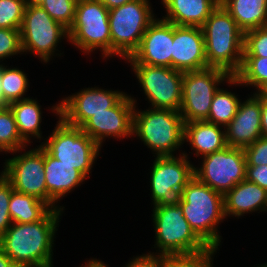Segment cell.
Segmentation results:
<instances>
[{
	"label": "cell",
	"instance_id": "obj_1",
	"mask_svg": "<svg viewBox=\"0 0 267 267\" xmlns=\"http://www.w3.org/2000/svg\"><path fill=\"white\" fill-rule=\"evenodd\" d=\"M62 209H51L33 223H12L0 248L18 267H53V245Z\"/></svg>",
	"mask_w": 267,
	"mask_h": 267
},
{
	"label": "cell",
	"instance_id": "obj_2",
	"mask_svg": "<svg viewBox=\"0 0 267 267\" xmlns=\"http://www.w3.org/2000/svg\"><path fill=\"white\" fill-rule=\"evenodd\" d=\"M201 28L208 67L234 76L242 64L244 32L220 3Z\"/></svg>",
	"mask_w": 267,
	"mask_h": 267
},
{
	"label": "cell",
	"instance_id": "obj_3",
	"mask_svg": "<svg viewBox=\"0 0 267 267\" xmlns=\"http://www.w3.org/2000/svg\"><path fill=\"white\" fill-rule=\"evenodd\" d=\"M183 215L190 228L208 246L221 245L218 226L225 218L224 195L213 190L195 176L182 190Z\"/></svg>",
	"mask_w": 267,
	"mask_h": 267
},
{
	"label": "cell",
	"instance_id": "obj_4",
	"mask_svg": "<svg viewBox=\"0 0 267 267\" xmlns=\"http://www.w3.org/2000/svg\"><path fill=\"white\" fill-rule=\"evenodd\" d=\"M133 135L156 156L174 155L184 144V121L179 111L170 109L138 110L133 114Z\"/></svg>",
	"mask_w": 267,
	"mask_h": 267
},
{
	"label": "cell",
	"instance_id": "obj_5",
	"mask_svg": "<svg viewBox=\"0 0 267 267\" xmlns=\"http://www.w3.org/2000/svg\"><path fill=\"white\" fill-rule=\"evenodd\" d=\"M152 220L155 245L161 256L194 254L208 246L190 228L183 215L182 206H153Z\"/></svg>",
	"mask_w": 267,
	"mask_h": 267
},
{
	"label": "cell",
	"instance_id": "obj_6",
	"mask_svg": "<svg viewBox=\"0 0 267 267\" xmlns=\"http://www.w3.org/2000/svg\"><path fill=\"white\" fill-rule=\"evenodd\" d=\"M150 0H133L109 10L111 57L127 59L138 49L149 25L156 19Z\"/></svg>",
	"mask_w": 267,
	"mask_h": 267
},
{
	"label": "cell",
	"instance_id": "obj_7",
	"mask_svg": "<svg viewBox=\"0 0 267 267\" xmlns=\"http://www.w3.org/2000/svg\"><path fill=\"white\" fill-rule=\"evenodd\" d=\"M68 35L67 40L86 55L100 49L104 59L111 58L109 10L100 0L76 3L75 18Z\"/></svg>",
	"mask_w": 267,
	"mask_h": 267
},
{
	"label": "cell",
	"instance_id": "obj_8",
	"mask_svg": "<svg viewBox=\"0 0 267 267\" xmlns=\"http://www.w3.org/2000/svg\"><path fill=\"white\" fill-rule=\"evenodd\" d=\"M58 120L50 136L40 145L61 163L89 177L101 147L80 127L68 125L60 117Z\"/></svg>",
	"mask_w": 267,
	"mask_h": 267
},
{
	"label": "cell",
	"instance_id": "obj_9",
	"mask_svg": "<svg viewBox=\"0 0 267 267\" xmlns=\"http://www.w3.org/2000/svg\"><path fill=\"white\" fill-rule=\"evenodd\" d=\"M188 156L184 151L179 156L154 158L149 179L153 206L180 204L183 188L194 177V165Z\"/></svg>",
	"mask_w": 267,
	"mask_h": 267
},
{
	"label": "cell",
	"instance_id": "obj_10",
	"mask_svg": "<svg viewBox=\"0 0 267 267\" xmlns=\"http://www.w3.org/2000/svg\"><path fill=\"white\" fill-rule=\"evenodd\" d=\"M230 78L229 73L214 67L183 72L182 102L179 112L184 123L206 121L213 97L220 88L219 85Z\"/></svg>",
	"mask_w": 267,
	"mask_h": 267
},
{
	"label": "cell",
	"instance_id": "obj_11",
	"mask_svg": "<svg viewBox=\"0 0 267 267\" xmlns=\"http://www.w3.org/2000/svg\"><path fill=\"white\" fill-rule=\"evenodd\" d=\"M22 53L38 56L48 63L61 39H69L68 29L56 22L41 6H26L20 27ZM56 51V52H55Z\"/></svg>",
	"mask_w": 267,
	"mask_h": 267
},
{
	"label": "cell",
	"instance_id": "obj_12",
	"mask_svg": "<svg viewBox=\"0 0 267 267\" xmlns=\"http://www.w3.org/2000/svg\"><path fill=\"white\" fill-rule=\"evenodd\" d=\"M150 108L180 111L183 72L165 66L130 63Z\"/></svg>",
	"mask_w": 267,
	"mask_h": 267
},
{
	"label": "cell",
	"instance_id": "obj_13",
	"mask_svg": "<svg viewBox=\"0 0 267 267\" xmlns=\"http://www.w3.org/2000/svg\"><path fill=\"white\" fill-rule=\"evenodd\" d=\"M202 158L200 168L194 166V176L223 195L246 179L247 164L243 148L226 146Z\"/></svg>",
	"mask_w": 267,
	"mask_h": 267
},
{
	"label": "cell",
	"instance_id": "obj_14",
	"mask_svg": "<svg viewBox=\"0 0 267 267\" xmlns=\"http://www.w3.org/2000/svg\"><path fill=\"white\" fill-rule=\"evenodd\" d=\"M21 148L11 152L14 157L5 160L2 175L11 183L13 189L20 193L32 195L47 203V188L44 172V148L25 151ZM25 152H22V151ZM21 152L19 155L16 153Z\"/></svg>",
	"mask_w": 267,
	"mask_h": 267
},
{
	"label": "cell",
	"instance_id": "obj_15",
	"mask_svg": "<svg viewBox=\"0 0 267 267\" xmlns=\"http://www.w3.org/2000/svg\"><path fill=\"white\" fill-rule=\"evenodd\" d=\"M125 95V92L118 90L88 87L62 98L51 110L66 124L81 127L94 114L106 112V109L114 107Z\"/></svg>",
	"mask_w": 267,
	"mask_h": 267
},
{
	"label": "cell",
	"instance_id": "obj_16",
	"mask_svg": "<svg viewBox=\"0 0 267 267\" xmlns=\"http://www.w3.org/2000/svg\"><path fill=\"white\" fill-rule=\"evenodd\" d=\"M135 98L126 94L114 107L90 117L80 128L100 147L106 138L133 137Z\"/></svg>",
	"mask_w": 267,
	"mask_h": 267
},
{
	"label": "cell",
	"instance_id": "obj_17",
	"mask_svg": "<svg viewBox=\"0 0 267 267\" xmlns=\"http://www.w3.org/2000/svg\"><path fill=\"white\" fill-rule=\"evenodd\" d=\"M172 44L173 23L156 18L145 31L138 49L125 61L171 68Z\"/></svg>",
	"mask_w": 267,
	"mask_h": 267
},
{
	"label": "cell",
	"instance_id": "obj_18",
	"mask_svg": "<svg viewBox=\"0 0 267 267\" xmlns=\"http://www.w3.org/2000/svg\"><path fill=\"white\" fill-rule=\"evenodd\" d=\"M207 67L202 28L173 24L171 68L186 72Z\"/></svg>",
	"mask_w": 267,
	"mask_h": 267
},
{
	"label": "cell",
	"instance_id": "obj_19",
	"mask_svg": "<svg viewBox=\"0 0 267 267\" xmlns=\"http://www.w3.org/2000/svg\"><path fill=\"white\" fill-rule=\"evenodd\" d=\"M226 144L245 148L261 138V98L254 92L241 101L237 113L225 127Z\"/></svg>",
	"mask_w": 267,
	"mask_h": 267
},
{
	"label": "cell",
	"instance_id": "obj_20",
	"mask_svg": "<svg viewBox=\"0 0 267 267\" xmlns=\"http://www.w3.org/2000/svg\"><path fill=\"white\" fill-rule=\"evenodd\" d=\"M44 172L47 188V204L52 209H62L58 206L60 200L68 193L81 186L87 179L80 171L71 165L61 163L44 149ZM59 201V202H58ZM56 203V204H55ZM62 207V208H61Z\"/></svg>",
	"mask_w": 267,
	"mask_h": 267
},
{
	"label": "cell",
	"instance_id": "obj_21",
	"mask_svg": "<svg viewBox=\"0 0 267 267\" xmlns=\"http://www.w3.org/2000/svg\"><path fill=\"white\" fill-rule=\"evenodd\" d=\"M267 212V191L246 179L224 195V214L240 218L252 212Z\"/></svg>",
	"mask_w": 267,
	"mask_h": 267
},
{
	"label": "cell",
	"instance_id": "obj_22",
	"mask_svg": "<svg viewBox=\"0 0 267 267\" xmlns=\"http://www.w3.org/2000/svg\"><path fill=\"white\" fill-rule=\"evenodd\" d=\"M220 0H161L163 20L179 26L202 27Z\"/></svg>",
	"mask_w": 267,
	"mask_h": 267
},
{
	"label": "cell",
	"instance_id": "obj_23",
	"mask_svg": "<svg viewBox=\"0 0 267 267\" xmlns=\"http://www.w3.org/2000/svg\"><path fill=\"white\" fill-rule=\"evenodd\" d=\"M183 142H189L194 154L203 157L227 146L225 128L207 121L184 123Z\"/></svg>",
	"mask_w": 267,
	"mask_h": 267
},
{
	"label": "cell",
	"instance_id": "obj_24",
	"mask_svg": "<svg viewBox=\"0 0 267 267\" xmlns=\"http://www.w3.org/2000/svg\"><path fill=\"white\" fill-rule=\"evenodd\" d=\"M245 33L267 25V0H220Z\"/></svg>",
	"mask_w": 267,
	"mask_h": 267
},
{
	"label": "cell",
	"instance_id": "obj_25",
	"mask_svg": "<svg viewBox=\"0 0 267 267\" xmlns=\"http://www.w3.org/2000/svg\"><path fill=\"white\" fill-rule=\"evenodd\" d=\"M13 115L17 129L21 138L27 143L31 142L30 138L42 140L41 122L42 110L38 100L26 98L14 101L7 105Z\"/></svg>",
	"mask_w": 267,
	"mask_h": 267
},
{
	"label": "cell",
	"instance_id": "obj_26",
	"mask_svg": "<svg viewBox=\"0 0 267 267\" xmlns=\"http://www.w3.org/2000/svg\"><path fill=\"white\" fill-rule=\"evenodd\" d=\"M52 208L44 201L13 190L9 202L12 223H33L41 220Z\"/></svg>",
	"mask_w": 267,
	"mask_h": 267
},
{
	"label": "cell",
	"instance_id": "obj_27",
	"mask_svg": "<svg viewBox=\"0 0 267 267\" xmlns=\"http://www.w3.org/2000/svg\"><path fill=\"white\" fill-rule=\"evenodd\" d=\"M233 86H252L257 92L267 83V57L243 56L239 71L226 82Z\"/></svg>",
	"mask_w": 267,
	"mask_h": 267
},
{
	"label": "cell",
	"instance_id": "obj_28",
	"mask_svg": "<svg viewBox=\"0 0 267 267\" xmlns=\"http://www.w3.org/2000/svg\"><path fill=\"white\" fill-rule=\"evenodd\" d=\"M240 102L238 95L219 88L213 97L206 121L225 128L236 115Z\"/></svg>",
	"mask_w": 267,
	"mask_h": 267
},
{
	"label": "cell",
	"instance_id": "obj_29",
	"mask_svg": "<svg viewBox=\"0 0 267 267\" xmlns=\"http://www.w3.org/2000/svg\"><path fill=\"white\" fill-rule=\"evenodd\" d=\"M26 75L19 68H7L2 64L1 92L3 107L14 101L29 98L25 95L29 87V80Z\"/></svg>",
	"mask_w": 267,
	"mask_h": 267
},
{
	"label": "cell",
	"instance_id": "obj_30",
	"mask_svg": "<svg viewBox=\"0 0 267 267\" xmlns=\"http://www.w3.org/2000/svg\"><path fill=\"white\" fill-rule=\"evenodd\" d=\"M19 135L14 115L8 106L0 108V152L11 153L27 147Z\"/></svg>",
	"mask_w": 267,
	"mask_h": 267
},
{
	"label": "cell",
	"instance_id": "obj_31",
	"mask_svg": "<svg viewBox=\"0 0 267 267\" xmlns=\"http://www.w3.org/2000/svg\"><path fill=\"white\" fill-rule=\"evenodd\" d=\"M219 248L208 247L204 251L185 254L163 256V267H213V255Z\"/></svg>",
	"mask_w": 267,
	"mask_h": 267
},
{
	"label": "cell",
	"instance_id": "obj_32",
	"mask_svg": "<svg viewBox=\"0 0 267 267\" xmlns=\"http://www.w3.org/2000/svg\"><path fill=\"white\" fill-rule=\"evenodd\" d=\"M76 3L75 0H43L40 6L52 19L69 30L75 18Z\"/></svg>",
	"mask_w": 267,
	"mask_h": 267
},
{
	"label": "cell",
	"instance_id": "obj_33",
	"mask_svg": "<svg viewBox=\"0 0 267 267\" xmlns=\"http://www.w3.org/2000/svg\"><path fill=\"white\" fill-rule=\"evenodd\" d=\"M25 8L24 0H0V28L20 30Z\"/></svg>",
	"mask_w": 267,
	"mask_h": 267
},
{
	"label": "cell",
	"instance_id": "obj_34",
	"mask_svg": "<svg viewBox=\"0 0 267 267\" xmlns=\"http://www.w3.org/2000/svg\"><path fill=\"white\" fill-rule=\"evenodd\" d=\"M243 56L267 57V25L244 33Z\"/></svg>",
	"mask_w": 267,
	"mask_h": 267
},
{
	"label": "cell",
	"instance_id": "obj_35",
	"mask_svg": "<svg viewBox=\"0 0 267 267\" xmlns=\"http://www.w3.org/2000/svg\"><path fill=\"white\" fill-rule=\"evenodd\" d=\"M18 54H23L20 30L0 28V63Z\"/></svg>",
	"mask_w": 267,
	"mask_h": 267
},
{
	"label": "cell",
	"instance_id": "obj_36",
	"mask_svg": "<svg viewBox=\"0 0 267 267\" xmlns=\"http://www.w3.org/2000/svg\"><path fill=\"white\" fill-rule=\"evenodd\" d=\"M13 190L11 183L0 173V238L12 225L9 202Z\"/></svg>",
	"mask_w": 267,
	"mask_h": 267
},
{
	"label": "cell",
	"instance_id": "obj_37",
	"mask_svg": "<svg viewBox=\"0 0 267 267\" xmlns=\"http://www.w3.org/2000/svg\"><path fill=\"white\" fill-rule=\"evenodd\" d=\"M246 166H267V137H261L252 144L243 148Z\"/></svg>",
	"mask_w": 267,
	"mask_h": 267
},
{
	"label": "cell",
	"instance_id": "obj_38",
	"mask_svg": "<svg viewBox=\"0 0 267 267\" xmlns=\"http://www.w3.org/2000/svg\"><path fill=\"white\" fill-rule=\"evenodd\" d=\"M123 267H163V256L148 252V254L133 257Z\"/></svg>",
	"mask_w": 267,
	"mask_h": 267
},
{
	"label": "cell",
	"instance_id": "obj_39",
	"mask_svg": "<svg viewBox=\"0 0 267 267\" xmlns=\"http://www.w3.org/2000/svg\"><path fill=\"white\" fill-rule=\"evenodd\" d=\"M246 180L267 191V166H246Z\"/></svg>",
	"mask_w": 267,
	"mask_h": 267
},
{
	"label": "cell",
	"instance_id": "obj_40",
	"mask_svg": "<svg viewBox=\"0 0 267 267\" xmlns=\"http://www.w3.org/2000/svg\"><path fill=\"white\" fill-rule=\"evenodd\" d=\"M261 136L267 137V100L261 99Z\"/></svg>",
	"mask_w": 267,
	"mask_h": 267
},
{
	"label": "cell",
	"instance_id": "obj_41",
	"mask_svg": "<svg viewBox=\"0 0 267 267\" xmlns=\"http://www.w3.org/2000/svg\"><path fill=\"white\" fill-rule=\"evenodd\" d=\"M108 10L120 7L128 2H131L133 0H100Z\"/></svg>",
	"mask_w": 267,
	"mask_h": 267
},
{
	"label": "cell",
	"instance_id": "obj_42",
	"mask_svg": "<svg viewBox=\"0 0 267 267\" xmlns=\"http://www.w3.org/2000/svg\"><path fill=\"white\" fill-rule=\"evenodd\" d=\"M0 267H18L0 248Z\"/></svg>",
	"mask_w": 267,
	"mask_h": 267
},
{
	"label": "cell",
	"instance_id": "obj_43",
	"mask_svg": "<svg viewBox=\"0 0 267 267\" xmlns=\"http://www.w3.org/2000/svg\"><path fill=\"white\" fill-rule=\"evenodd\" d=\"M80 267H108L107 264H105L103 261L92 258L86 262L85 265H81Z\"/></svg>",
	"mask_w": 267,
	"mask_h": 267
},
{
	"label": "cell",
	"instance_id": "obj_44",
	"mask_svg": "<svg viewBox=\"0 0 267 267\" xmlns=\"http://www.w3.org/2000/svg\"><path fill=\"white\" fill-rule=\"evenodd\" d=\"M261 99L267 100V83L255 92Z\"/></svg>",
	"mask_w": 267,
	"mask_h": 267
},
{
	"label": "cell",
	"instance_id": "obj_45",
	"mask_svg": "<svg viewBox=\"0 0 267 267\" xmlns=\"http://www.w3.org/2000/svg\"><path fill=\"white\" fill-rule=\"evenodd\" d=\"M26 6H40L43 0H24Z\"/></svg>",
	"mask_w": 267,
	"mask_h": 267
},
{
	"label": "cell",
	"instance_id": "obj_46",
	"mask_svg": "<svg viewBox=\"0 0 267 267\" xmlns=\"http://www.w3.org/2000/svg\"><path fill=\"white\" fill-rule=\"evenodd\" d=\"M2 64L0 63V106L3 107V97L1 92Z\"/></svg>",
	"mask_w": 267,
	"mask_h": 267
},
{
	"label": "cell",
	"instance_id": "obj_47",
	"mask_svg": "<svg viewBox=\"0 0 267 267\" xmlns=\"http://www.w3.org/2000/svg\"><path fill=\"white\" fill-rule=\"evenodd\" d=\"M257 267H267V263H264L263 265H259V266H257Z\"/></svg>",
	"mask_w": 267,
	"mask_h": 267
}]
</instances>
